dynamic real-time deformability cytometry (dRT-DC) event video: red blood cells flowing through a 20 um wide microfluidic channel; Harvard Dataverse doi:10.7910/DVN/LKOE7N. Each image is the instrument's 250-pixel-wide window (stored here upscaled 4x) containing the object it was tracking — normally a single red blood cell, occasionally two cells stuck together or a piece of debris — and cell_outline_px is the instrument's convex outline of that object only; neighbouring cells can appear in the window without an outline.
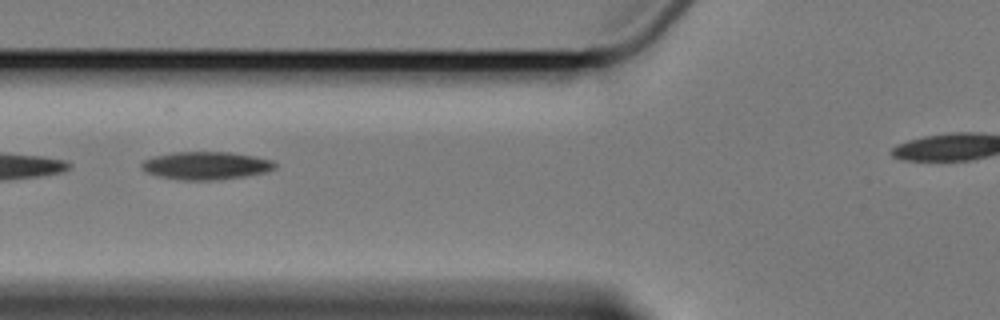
{"species": "Egyptian fruit bat (a non-hibernating species)", "species_latin": "Rousettus aegyptiacus", "temperature_condition": "cold", "stored_images_in_passage": 6, "camera_frame_rate_fps": 3000, "um_per_image_px": 0.085, "animal": {"sex": "female"}, "frame": {"image": 1, "passage_image": 3, "time_ms": 2.333, "image_size_px": [1000, 320], "cell_outline_px": [[276, 168], [264, 172], [244, 176], [216, 180], [184, 180], [160, 176], [148, 172], [140, 168], [140, 164], [144, 160], [152, 156], [172, 152], [228, 152], [252, 156], [272, 160], [276, 164]], "centroid_in_image_um": [17.48, 14.07], "position_along_channel_um": 108.3, "area_um2": 21.5}}
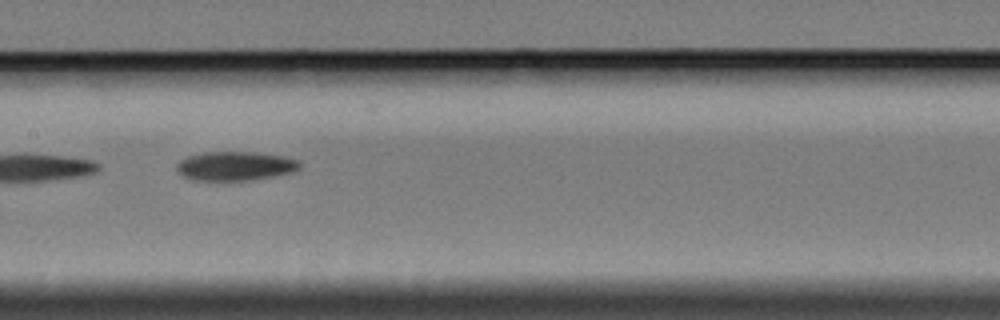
{"frame": {"image": 2, "passage_image": 5, "time_ms": 4.667, "image_size_px": [1000, 320], "cell_outline_px": [[300, 168], [288, 172], [272, 176], [252, 180], [192, 180], [184, 176], [176, 168], [176, 164], [180, 160], [188, 156], [204, 152], [256, 152], [280, 156], [300, 160]], "centroid_in_image_um": [19.96, 14.1], "position_along_channel_um": 187.4, "area_um2": 20.58}}
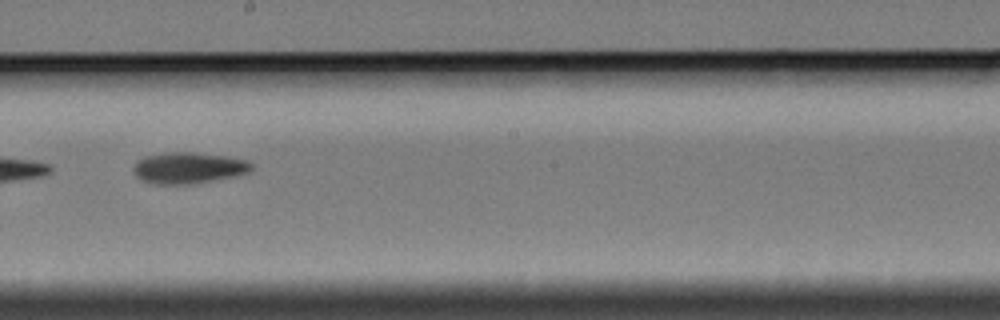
{"frame": {"image": 3, "passage_image": 6, "time_ms": 6.0, "image_size_px": [1000, 320], "cell_outline_px": [[256, 168], [252, 172], [236, 176], [188, 184], [156, 184], [140, 180], [136, 176], [132, 168], [144, 156], [168, 152], [196, 152], [228, 156], [248, 160]], "centroid_in_image_um": [16.09, 14.26], "position_along_channel_um": 232.1, "area_um2": 21.73}}